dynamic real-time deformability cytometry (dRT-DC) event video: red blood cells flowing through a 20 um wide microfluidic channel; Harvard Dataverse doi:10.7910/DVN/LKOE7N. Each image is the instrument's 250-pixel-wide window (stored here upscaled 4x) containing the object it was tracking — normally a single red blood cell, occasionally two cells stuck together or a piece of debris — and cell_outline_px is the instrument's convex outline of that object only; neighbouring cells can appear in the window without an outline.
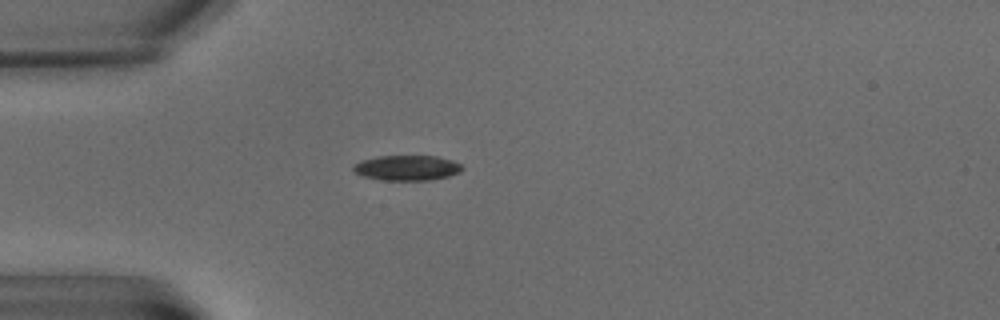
{"species": "common noctule bat (a hibernating species)", "species_latin": "Nyctalus noctula", "temperature_condition": "warm", "stored_images_in_passage": 5, "camera_frame_rate_fps": 3000, "um_per_image_px": 0.085, "animal": {"sex": "male", "body_mass_g": 15.6}, "frame": {"image": 1, "passage_image": 1, "time_ms": 0.0, "image_size_px": [1000, 320], "cell_outline_px": [[464, 168], [460, 172], [448, 176], [428, 180], [380, 180], [364, 176], [356, 172], [352, 168], [360, 160], [376, 156], [436, 156], [452, 160], [460, 164]], "centroid_in_image_um": [34.6, 14.26], "position_along_channel_um": 50.4, "area_um2": 15.9}}
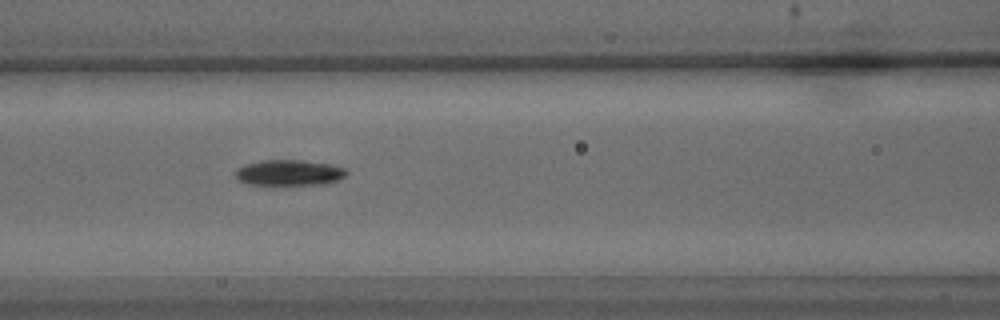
{"frame": {"image": 2, "passage_image": 4, "time_ms": 3.667, "image_size_px": [1000, 320], "cell_outline_px": [[348, 172], [344, 176], [336, 180], [324, 184], [248, 184], [240, 180], [236, 176], [236, 168], [244, 164], [260, 160], [304, 160], [332, 164], [344, 168]], "centroid_in_image_um": [24.57, 14.65], "position_along_channel_um": 142.0, "area_um2": 16.53}}